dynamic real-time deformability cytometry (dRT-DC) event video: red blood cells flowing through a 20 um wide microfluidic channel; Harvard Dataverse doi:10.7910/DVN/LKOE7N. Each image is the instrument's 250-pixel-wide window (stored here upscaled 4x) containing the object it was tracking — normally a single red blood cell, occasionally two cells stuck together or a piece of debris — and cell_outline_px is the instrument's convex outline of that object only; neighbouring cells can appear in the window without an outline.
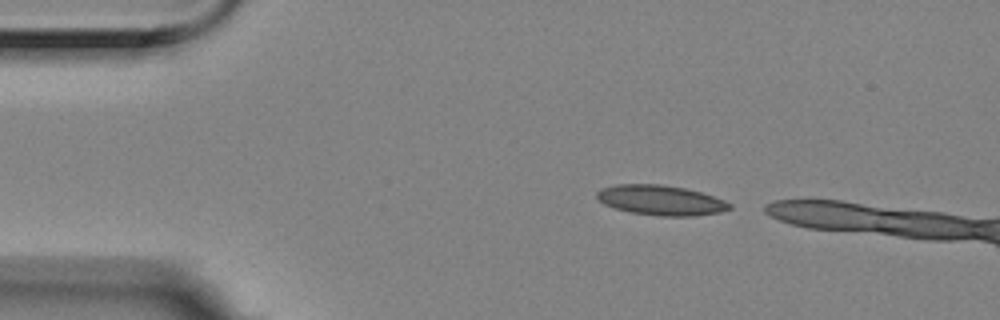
{"species": "Egyptian fruit bat (a non-hibernating species)", "species_latin": "Rousettus aegyptiacus", "temperature_condition": "room temperature", "stored_images_in_passage": 3, "camera_frame_rate_fps": 3000, "um_per_image_px": 0.085, "animal": {"sex": "female"}, "frame": {"image": 1, "passage_image": 1, "time_ms": 0.0, "image_size_px": [1000, 320], "cell_outline_px": [[732, 208], [720, 212], [692, 216], [660, 216], [628, 212], [604, 204], [596, 196], [596, 192], [600, 188], [616, 184], [660, 184], [684, 188], [700, 192], [724, 200], [732, 204]], "centroid_in_image_um": [56.15, 17.02], "position_along_channel_um": 28.9, "area_um2": 23.18}}